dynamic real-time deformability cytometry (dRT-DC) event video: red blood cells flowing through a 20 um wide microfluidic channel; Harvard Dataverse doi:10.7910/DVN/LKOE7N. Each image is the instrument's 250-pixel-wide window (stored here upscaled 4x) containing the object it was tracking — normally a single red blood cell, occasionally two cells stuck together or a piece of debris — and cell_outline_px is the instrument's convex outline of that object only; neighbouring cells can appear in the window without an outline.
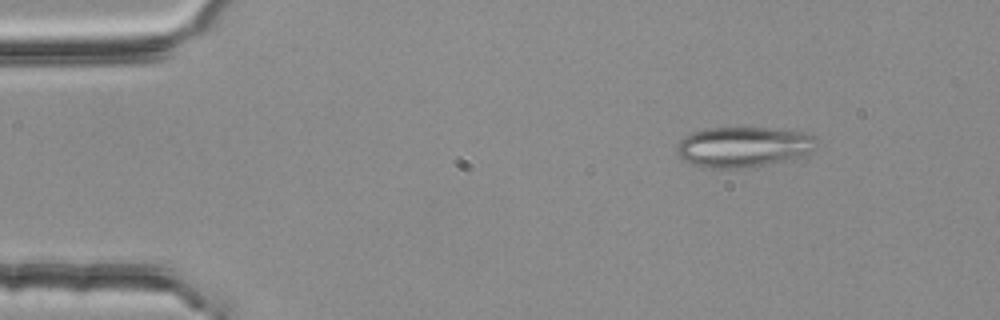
{"species": "common noctule bat (a hibernating species)", "species_latin": "Nyctalus noctula", "temperature_condition": "room temperature", "stored_images_in_passage": 4, "camera_frame_rate_fps": 3000, "um_per_image_px": 0.085, "animal": {"sex": "female", "body_mass_g": 25.1}, "frame": {"image": 1, "passage_image": 1, "time_ms": 0.0, "image_size_px": [1000, 320], "cell_outline_px": [[816, 148], [812, 152], [804, 156], [792, 160], [748, 168], [704, 168], [692, 164], [684, 160], [676, 152], [676, 144], [684, 136], [692, 132], [708, 128], [780, 128], [804, 132], [816, 136]], "centroid_in_image_um": [63.23, 12.49], "position_along_channel_um": 21.8, "area_um2": 33.64}}